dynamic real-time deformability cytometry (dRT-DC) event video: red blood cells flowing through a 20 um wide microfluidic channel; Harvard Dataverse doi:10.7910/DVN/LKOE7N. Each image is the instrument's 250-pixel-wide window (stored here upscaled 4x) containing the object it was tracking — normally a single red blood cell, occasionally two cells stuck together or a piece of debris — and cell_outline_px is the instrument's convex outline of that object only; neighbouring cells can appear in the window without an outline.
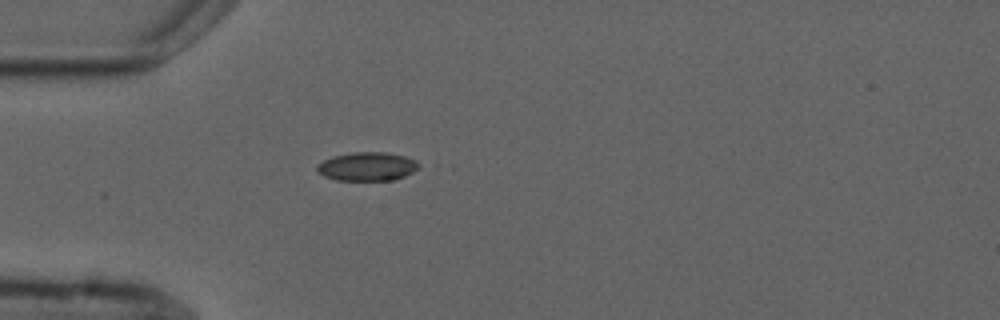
{"species": "common noctule bat (a hibernating species)", "species_latin": "Nyctalus noctula", "temperature_condition": "cold", "stored_images_in_passage": 1, "camera_frame_rate_fps": 3000, "um_per_image_px": 0.085, "animal": {"sex": "male", "forearm_length_mm": 52.5}, "frame": {"image": 1, "passage_image": 1, "time_ms": 0.0, "image_size_px": [1000, 320], "cell_outline_px": [[424, 164], [412, 172], [404, 176], [392, 180], [336, 180], [324, 176], [316, 172], [316, 164], [332, 156], [352, 152], [388, 152], [404, 156], [416, 160]], "centroid_in_image_um": [31.21, 14.14], "position_along_channel_um": 53.8, "area_um2": 17.22}}